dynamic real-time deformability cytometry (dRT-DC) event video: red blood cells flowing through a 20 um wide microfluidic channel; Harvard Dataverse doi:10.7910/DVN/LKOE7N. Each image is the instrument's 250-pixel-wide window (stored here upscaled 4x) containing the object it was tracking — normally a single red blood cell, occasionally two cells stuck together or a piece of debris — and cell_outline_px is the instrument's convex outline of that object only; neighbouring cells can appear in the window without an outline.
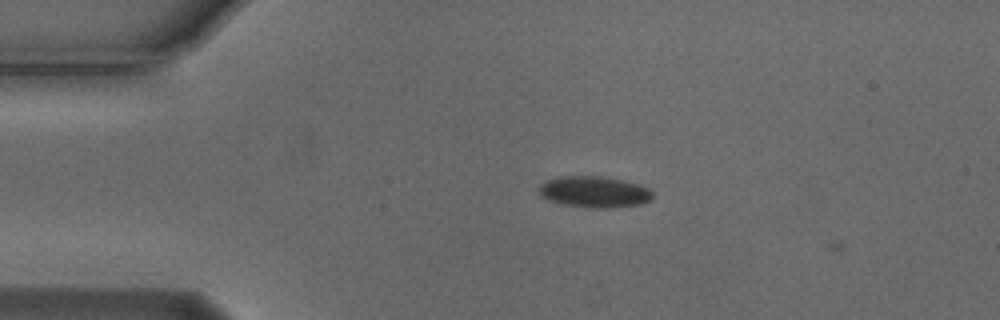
{"species": "Egyptian fruit bat (a non-hibernating species)", "species_latin": "Rousettus aegyptiacus", "temperature_condition": "cold", "stored_images_in_passage": 6, "camera_frame_rate_fps": 3000, "um_per_image_px": 0.085, "animal": {"sex": "male"}, "frame": {"image": 1, "passage_image": 3, "time_ms": 0.667, "image_size_px": [1000, 320], "cell_outline_px": [[652, 200], [640, 204], [608, 208], [592, 208], [560, 204], [548, 200], [540, 196], [540, 184], [548, 180], [560, 176], [600, 176], [640, 184], [648, 188], [652, 192]], "centroid_in_image_um": [50.51, 16.32], "position_along_channel_um": 34.5, "area_um2": 20.69}}